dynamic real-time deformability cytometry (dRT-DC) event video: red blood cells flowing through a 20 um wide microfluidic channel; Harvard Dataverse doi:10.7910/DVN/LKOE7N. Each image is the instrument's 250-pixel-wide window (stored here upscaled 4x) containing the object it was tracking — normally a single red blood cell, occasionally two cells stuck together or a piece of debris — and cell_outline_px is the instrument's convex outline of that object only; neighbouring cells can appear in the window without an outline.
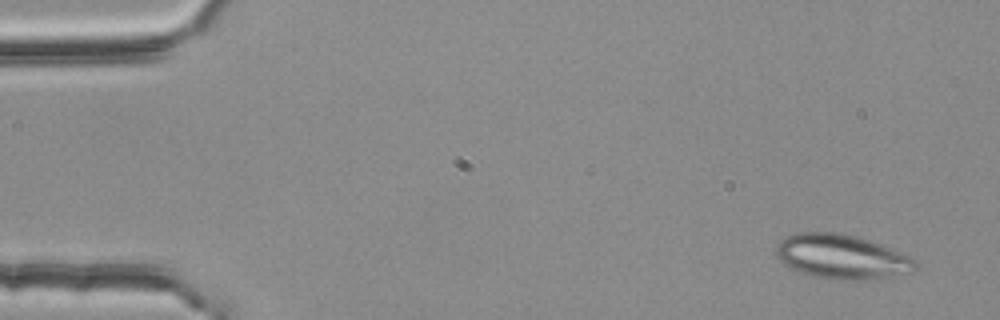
{"species": "common noctule bat (a hibernating species)", "species_latin": "Nyctalus noctula", "temperature_condition": "room temperature", "stored_images_in_passage": 4, "camera_frame_rate_fps": 3000, "um_per_image_px": 0.085, "animal": {"sex": "female", "body_mass_g": 25.1}, "frame": {"image": 1, "passage_image": 1, "time_ms": 0.0, "image_size_px": [1000, 320], "cell_outline_px": [[920, 264], [912, 272], [864, 280], [852, 280], [816, 276], [800, 272], [784, 264], [776, 256], [776, 248], [780, 240], [784, 236], [800, 232], [840, 232], [856, 236], [868, 240], [912, 256]], "centroid_in_image_um": [71.56, 21.8], "position_along_channel_um": 13.4, "area_um2": 35.89}}